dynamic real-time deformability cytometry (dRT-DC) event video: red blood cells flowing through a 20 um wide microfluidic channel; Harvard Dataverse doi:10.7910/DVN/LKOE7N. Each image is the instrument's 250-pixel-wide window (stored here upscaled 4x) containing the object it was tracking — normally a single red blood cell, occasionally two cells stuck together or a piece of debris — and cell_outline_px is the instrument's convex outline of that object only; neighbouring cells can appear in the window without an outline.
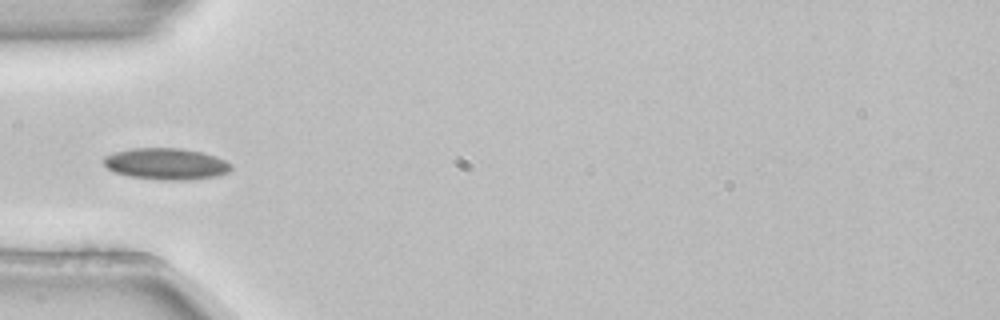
{"species": "common noctule bat (a hibernating species)", "species_latin": "Nyctalus noctula", "temperature_condition": "room temperature", "stored_images_in_passage": 4, "camera_frame_rate_fps": 3000, "um_per_image_px": 0.085, "animal": {"sex": "female", "body_mass_g": 22.7, "forearm_length_mm": 54.2}, "frame": {"image": 1, "passage_image": 4, "time_ms": 1.0, "image_size_px": [1000, 320], "cell_outline_px": [[232, 168], [228, 172], [216, 176], [188, 180], [160, 180], [128, 176], [116, 172], [108, 168], [104, 164], [104, 156], [116, 152], [132, 148], [180, 148], [204, 152], [216, 156], [232, 164]], "centroid_in_image_um": [14.15, 13.93], "position_along_channel_um": 70.9, "area_um2": 23.41}}